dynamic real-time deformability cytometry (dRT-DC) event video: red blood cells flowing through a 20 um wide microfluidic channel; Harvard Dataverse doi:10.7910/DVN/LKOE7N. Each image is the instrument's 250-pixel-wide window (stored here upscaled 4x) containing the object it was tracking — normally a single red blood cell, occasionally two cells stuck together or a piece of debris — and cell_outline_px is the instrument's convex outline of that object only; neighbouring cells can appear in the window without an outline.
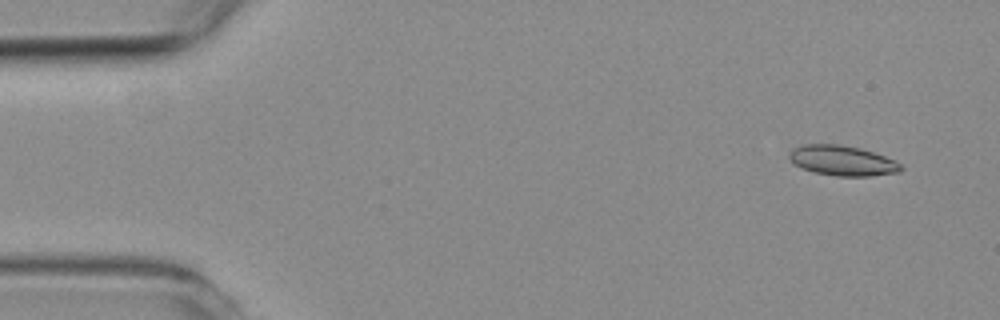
{"species": "common noctule bat (a hibernating species)", "species_latin": "Nyctalus noctula", "temperature_condition": "room temperature", "stored_images_in_passage": 4, "camera_frame_rate_fps": 3000, "um_per_image_px": 0.085, "animal": {"sex": "female", "body_mass_g": 19.3, "forearm_length_mm": 54.1}, "frame": {"image": 1, "passage_image": 1, "time_ms": 0.0, "image_size_px": [1000, 320], "cell_outline_px": [[904, 168], [900, 172], [872, 176], [836, 176], [816, 172], [804, 168], [796, 164], [788, 156], [792, 148], [804, 144], [840, 144], [860, 148], [896, 160]], "centroid_in_image_um": [71.64, 13.65], "position_along_channel_um": 13.4, "area_um2": 19.48}}
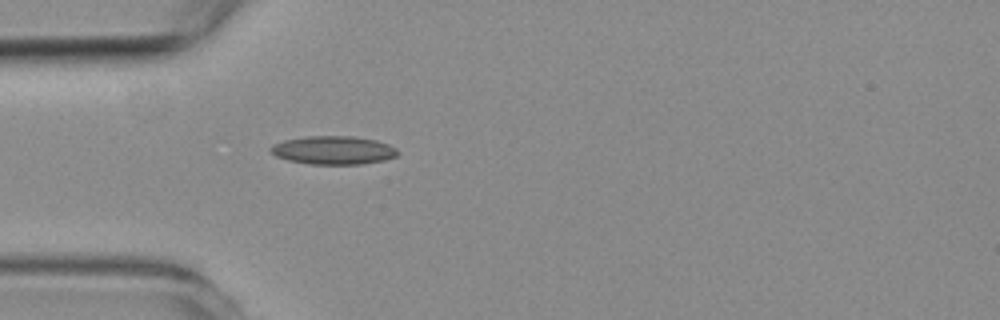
{"frame": {"image": 2, "passage_image": 4, "time_ms": 4.333, "image_size_px": [1000, 320], "cell_outline_px": [[400, 152], [396, 156], [384, 160], [360, 164], [308, 164], [288, 160], [276, 156], [268, 148], [272, 144], [284, 140], [308, 136], [356, 136], [376, 140], [388, 144], [396, 148]], "centroid_in_image_um": [28.34, 12.76], "position_along_channel_um": 56.7, "area_um2": 21.1}}